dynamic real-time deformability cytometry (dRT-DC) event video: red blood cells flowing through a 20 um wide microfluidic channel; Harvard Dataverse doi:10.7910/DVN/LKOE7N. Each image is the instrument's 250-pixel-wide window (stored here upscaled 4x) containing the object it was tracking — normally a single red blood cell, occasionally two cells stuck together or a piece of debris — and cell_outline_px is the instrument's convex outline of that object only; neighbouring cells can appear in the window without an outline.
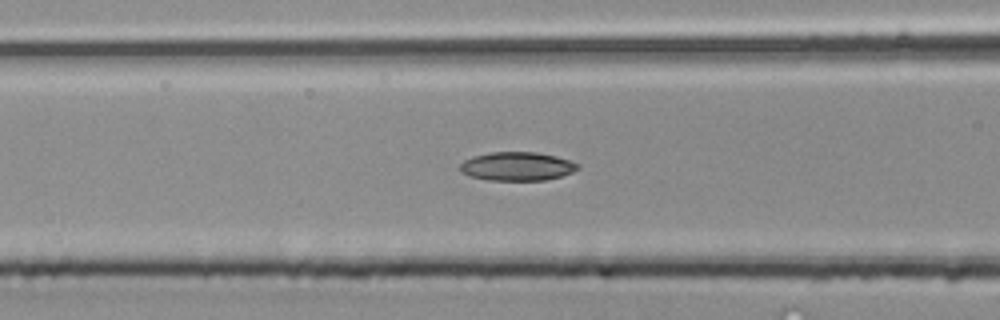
{"species": "common noctule bat (a hibernating species)", "species_latin": "Nyctalus noctula", "temperature_condition": "room temperature", "stored_images_in_passage": 4, "camera_frame_rate_fps": 3000, "um_per_image_px": 0.085, "animal": {"sex": "male", "body_mass_g": 20.4}, "frame": {"image": 1, "passage_image": 4, "time_ms": 1.0, "image_size_px": [1000, 320], "cell_outline_px": [[580, 168], [572, 172], [560, 176], [544, 180], [488, 180], [468, 176], [460, 172], [460, 164], [464, 160], [472, 156], [492, 152], [536, 152], [556, 156], [580, 164]], "centroid_in_image_um": [43.93, 14.14], "position_along_channel_um": 122.7, "area_um2": 19.71}}